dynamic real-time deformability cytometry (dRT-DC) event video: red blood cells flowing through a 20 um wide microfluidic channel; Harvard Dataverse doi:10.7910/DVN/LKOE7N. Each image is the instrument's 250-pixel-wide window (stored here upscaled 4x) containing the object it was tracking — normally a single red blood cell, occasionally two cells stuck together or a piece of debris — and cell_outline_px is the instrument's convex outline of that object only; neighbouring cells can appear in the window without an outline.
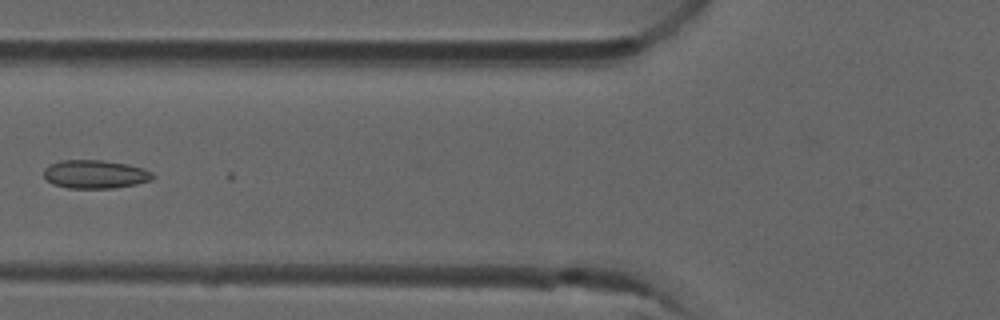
{"species": "common noctule bat (a hibernating species)", "species_latin": "Nyctalus noctula", "temperature_condition": "room temperature", "stored_images_in_passage": 54, "camera_frame_rate_fps": 3000, "um_per_image_px": 0.085, "animal": {"sex": "male", "forearm_length_mm": 52.5}, "frame": {"image": 1, "passage_image": 21, "time_ms": 6.667, "image_size_px": [1000, 320], "cell_outline_px": [[156, 176], [152, 180], [136, 184], [112, 188], [68, 188], [52, 184], [44, 176], [44, 168], [48, 164], [60, 160], [104, 160], [128, 164], [144, 168], [152, 172]], "centroid_in_image_um": [8.1, 14.8], "position_along_channel_um": 117.7, "area_um2": 18.26}, "authors_computed_cell_mechanics": {"area_um2": 17.1955, "velocity_mm_per_s": 3.9157, "shape_relaxation_time_tau1_ms": null, "shape_relaxation_time_tau2_ms": 0.3121, "deformation_change_tau1": null, "deformation_change_tau2": 0.0414}}